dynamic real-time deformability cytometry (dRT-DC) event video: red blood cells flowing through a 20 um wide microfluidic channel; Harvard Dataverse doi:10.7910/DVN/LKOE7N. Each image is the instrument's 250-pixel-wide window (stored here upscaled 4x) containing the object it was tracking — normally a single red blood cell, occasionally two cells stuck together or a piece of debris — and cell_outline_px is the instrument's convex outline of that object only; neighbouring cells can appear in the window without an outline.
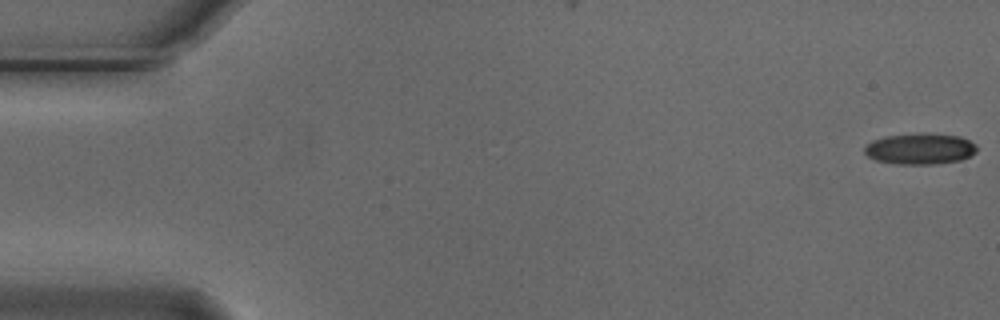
{"species": "Egyptian fruit bat (a non-hibernating species)", "species_latin": "Rousettus aegyptiacus", "temperature_condition": "cold", "stored_images_in_passage": 55, "camera_frame_rate_fps": 3000, "um_per_image_px": 0.085, "animal": {"sex": "male"}, "frame": {"image": 1, "passage_image": 1, "time_ms": 0.0, "image_size_px": [1000, 320], "cell_outline_px": [[976, 152], [960, 160], [932, 164], [896, 164], [876, 160], [868, 156], [864, 152], [864, 148], [872, 140], [888, 136], [960, 136], [976, 144]], "centroid_in_image_um": [78.18, 12.7], "position_along_channel_um": 6.8, "area_um2": 19.25}}
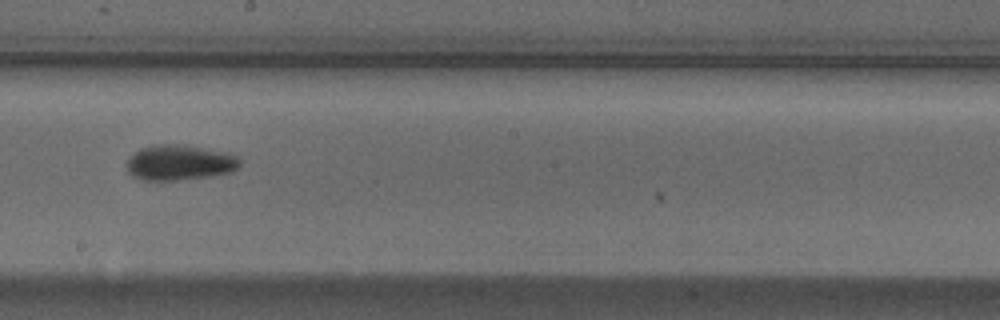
{"frame": {"image": 2, "passage_image": 31, "time_ms": 10.0, "image_size_px": [1000, 320], "cell_outline_px": [[240, 164], [236, 168], [228, 172], [212, 176], [176, 180], [140, 180], [132, 176], [128, 172], [128, 160], [140, 148], [152, 144], [184, 144], [228, 152], [236, 156], [240, 160]], "centroid_in_image_um": [15.26, 13.81], "position_along_channel_um": 232.9, "area_um2": 23.35}}
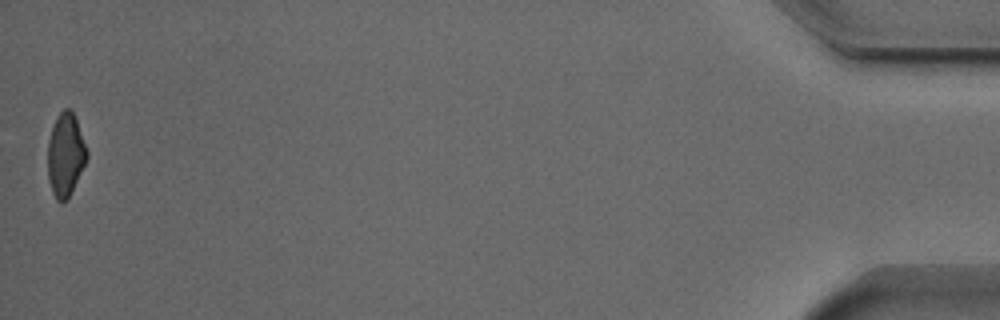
{"frame": {"image": 3, "passage_image": 55, "time_ms": 18.0, "image_size_px": [1000, 320], "cell_outline_px": [[88, 156], [68, 200], [56, 200], [52, 192], [48, 180], [48, 140], [56, 116], [64, 108], [68, 108], [72, 112], [76, 120], [88, 152]], "centroid_in_image_um": [5.55, 13.16], "position_along_channel_um": 429.6, "area_um2": 18.79}, "authors_computed_cell_mechanics": {"area_um2": 21.097, "velocity_mm_per_s": 3.7187, "shape_relaxation_time_tau1_ms": 7.2286, "shape_relaxation_time_tau2_ms": null, "deformation_change_tau1": 0.1647, "deformation_change_tau2": null}}